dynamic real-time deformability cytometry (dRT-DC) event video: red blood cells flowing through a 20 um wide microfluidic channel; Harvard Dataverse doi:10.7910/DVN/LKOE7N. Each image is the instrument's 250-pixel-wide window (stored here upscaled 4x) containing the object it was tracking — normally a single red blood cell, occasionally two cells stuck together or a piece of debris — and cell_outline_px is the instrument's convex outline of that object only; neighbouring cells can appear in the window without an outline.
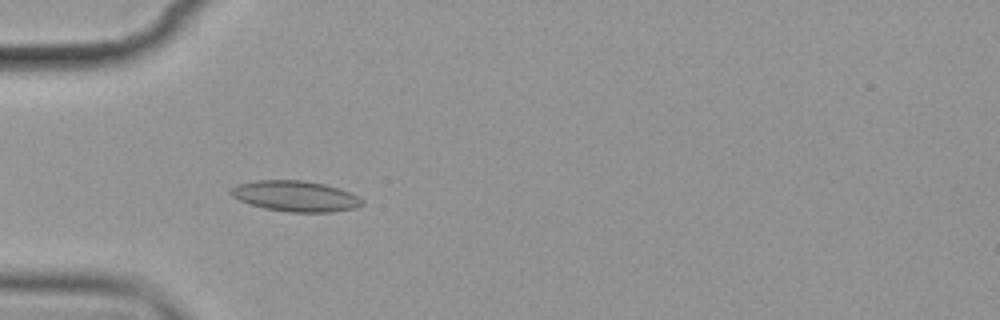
{"species": "common noctule bat (a hibernating species)", "species_latin": "Nyctalus noctula", "temperature_condition": "cold", "stored_images_in_passage": 6, "camera_frame_rate_fps": 3000, "um_per_image_px": 0.085, "animal": {"sex": "female", "body_mass_g": 19.9}, "frame": {"image": 1, "passage_image": 5, "time_ms": 5.667, "image_size_px": [1000, 320], "cell_outline_px": [[364, 204], [356, 208], [332, 212], [288, 212], [264, 208], [248, 204], [232, 196], [228, 192], [228, 188], [236, 184], [256, 180], [304, 180], [324, 184], [340, 188], [364, 200]], "centroid_in_image_um": [25.07, 16.67], "position_along_channel_um": 59.9, "area_um2": 23.76}}
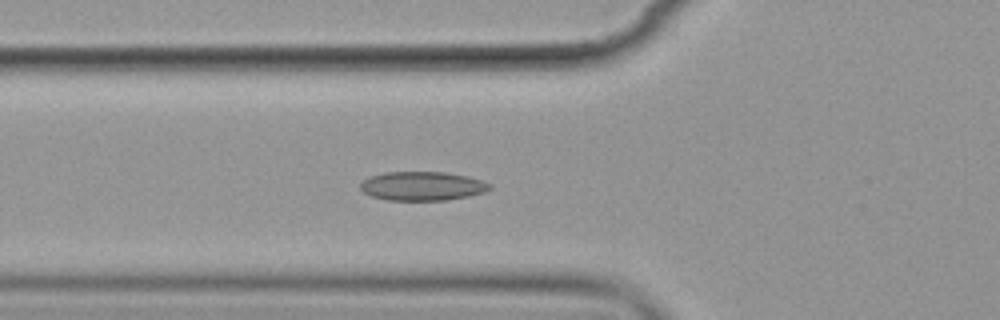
{"frame": {"image": 2, "passage_image": 6, "time_ms": 6.667, "image_size_px": [1000, 320], "cell_outline_px": [[492, 188], [484, 192], [468, 196], [444, 200], [388, 200], [372, 196], [364, 192], [360, 188], [360, 184], [368, 176], [384, 172], [444, 172], [468, 176], [484, 180], [492, 184]], "centroid_in_image_um": [35.92, 15.8], "position_along_channel_um": 89.9, "area_um2": 21.91}}